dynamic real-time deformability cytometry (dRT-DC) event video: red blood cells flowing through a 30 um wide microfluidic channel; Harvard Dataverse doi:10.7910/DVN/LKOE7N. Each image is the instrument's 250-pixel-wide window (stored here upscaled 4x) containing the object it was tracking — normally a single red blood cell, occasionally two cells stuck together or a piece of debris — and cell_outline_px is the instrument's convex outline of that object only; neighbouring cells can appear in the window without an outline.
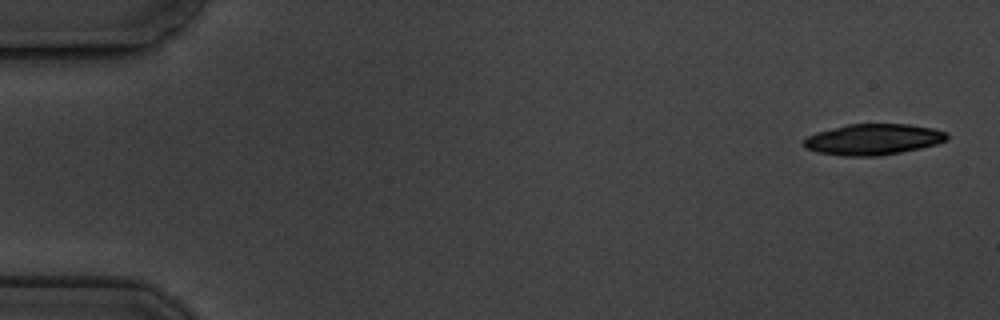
{"species": "common noctule bat (a hibernating species)", "species_latin": "Nyctalus noctula", "temperature_condition": "cold", "stored_images_in_passage": 4, "camera_frame_rate_fps": 3000, "um_per_image_px": 0.085, "animal": {"sex": "male", "body_mass_g": 19.5, "forearm_length_mm": 54.6}, "frame": {"image": 1, "passage_image": 1, "time_ms": 0.0, "image_size_px": [1000, 320], "cell_outline_px": [[948, 140], [936, 144], [920, 148], [880, 156], [844, 156], [816, 152], [804, 148], [804, 140], [808, 136], [816, 132], [848, 124], [908, 124], [932, 128], [948, 132]], "centroid_in_image_um": [74.22, 11.85], "position_along_channel_um": 10.8, "area_um2": 25.89}}